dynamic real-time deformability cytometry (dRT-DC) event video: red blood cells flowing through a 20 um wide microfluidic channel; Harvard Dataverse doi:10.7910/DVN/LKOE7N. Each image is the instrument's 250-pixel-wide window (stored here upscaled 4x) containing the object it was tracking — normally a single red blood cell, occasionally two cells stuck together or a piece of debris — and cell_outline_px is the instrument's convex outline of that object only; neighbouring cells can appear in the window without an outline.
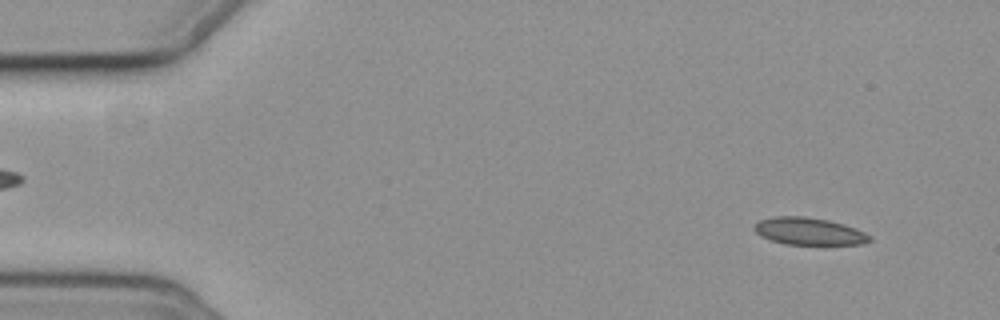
{"species": "common noctule bat (a hibernating species)", "species_latin": "Nyctalus noctula", "temperature_condition": "cold", "stored_images_in_passage": 57, "camera_frame_rate_fps": 3000, "um_per_image_px": 0.085, "animal": {"sex": "female", "body_mass_g": 19.3, "forearm_length_mm": 54.1}, "frame": {"image": 1, "passage_image": 5, "time_ms": 1.333, "image_size_px": [1000, 320], "cell_outline_px": [[872, 240], [864, 244], [784, 244], [760, 236], [752, 228], [760, 220], [776, 216], [804, 216], [828, 220], [844, 224], [856, 228], [872, 236]], "centroid_in_image_um": [68.78, 19.66], "position_along_channel_um": 16.2, "area_um2": 18.32}}
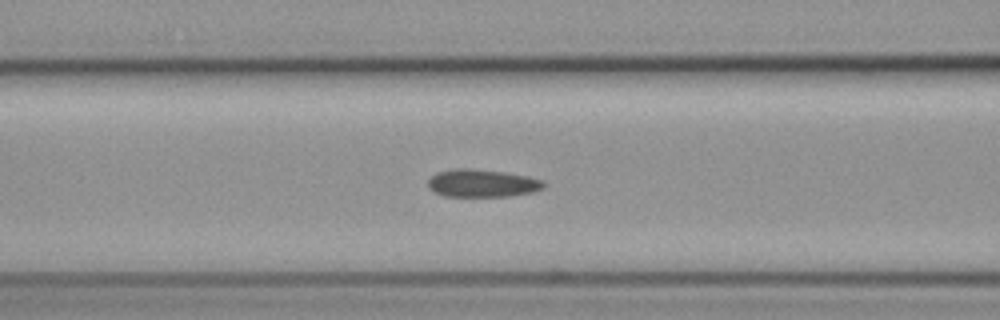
{"frame": {"image": 2, "passage_image": 23, "time_ms": 7.333, "image_size_px": [1000, 320], "cell_outline_px": [[544, 188], [532, 192], [508, 196], [444, 196], [428, 188], [428, 180], [436, 172], [456, 168], [468, 168], [504, 172], [528, 176], [544, 180]], "centroid_in_image_um": [40.98, 15.57], "position_along_channel_um": 125.6, "area_um2": 18.67}}
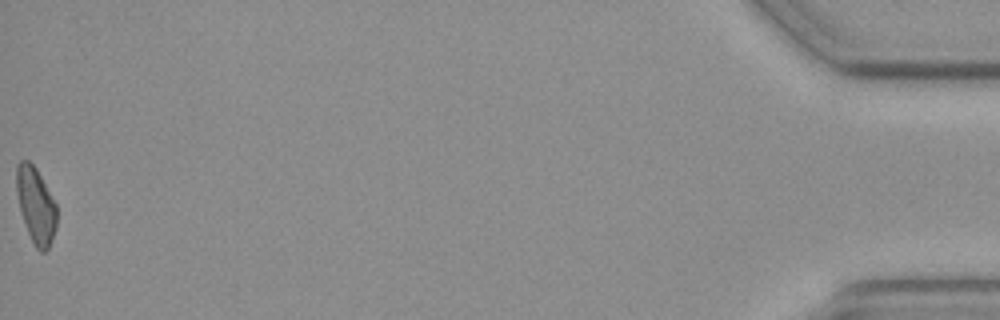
{"frame": {"image": 3, "passage_image": 57, "time_ms": 18.667, "image_size_px": [1000, 320], "cell_outline_px": [[56, 228], [48, 248], [44, 252], [40, 252], [36, 248], [28, 232], [20, 212], [16, 192], [16, 164], [20, 160], [28, 160], [36, 168], [56, 204]], "centroid_in_image_um": [3.02, 17.43], "position_along_channel_um": 432.2, "area_um2": 17.74}}